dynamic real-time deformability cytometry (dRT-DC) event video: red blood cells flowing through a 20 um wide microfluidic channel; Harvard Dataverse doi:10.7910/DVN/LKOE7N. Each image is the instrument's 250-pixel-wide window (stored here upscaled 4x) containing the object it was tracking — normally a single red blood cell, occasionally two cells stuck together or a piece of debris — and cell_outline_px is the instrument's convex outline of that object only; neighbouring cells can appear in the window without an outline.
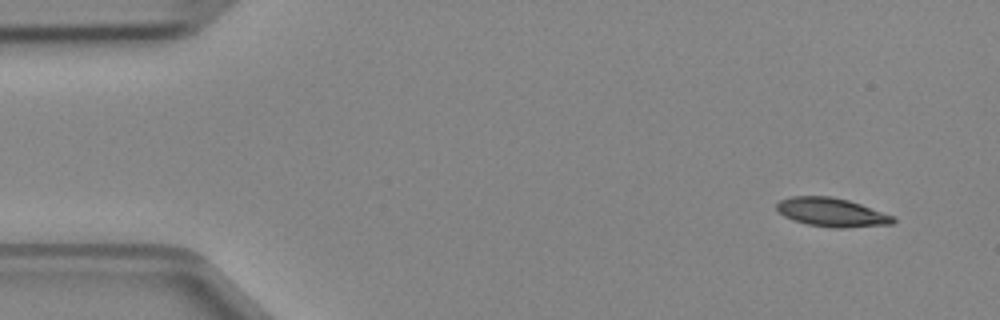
{"species": "Egyptian fruit bat (a non-hibernating species)", "species_latin": "Rousettus aegyptiacus", "temperature_condition": "cold", "stored_images_in_passage": 4, "camera_frame_rate_fps": 3000, "um_per_image_px": 0.085, "animal": {"sex": "female"}, "frame": {"image": 1, "passage_image": 1, "time_ms": 0.0, "image_size_px": [1000, 320], "cell_outline_px": [[896, 220], [892, 224], [844, 228], [832, 228], [808, 224], [792, 220], [784, 216], [776, 208], [776, 204], [780, 200], [792, 196], [832, 196], [848, 200], [860, 204], [892, 216]], "centroid_in_image_um": [70.66, 18.05], "position_along_channel_um": 14.3, "area_um2": 19.36}}
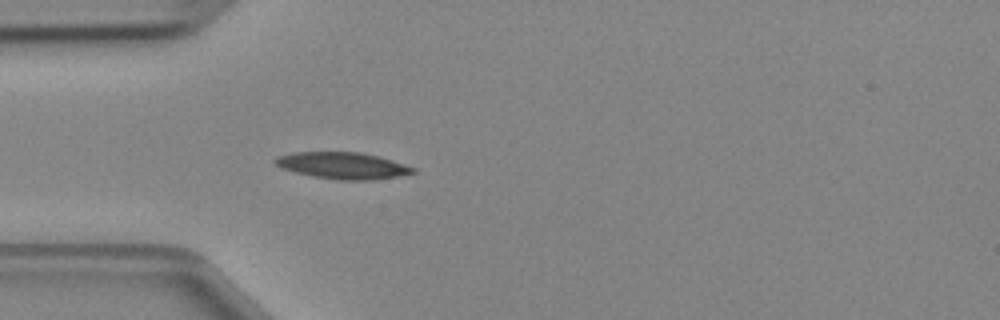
{"frame": {"image": 2, "passage_image": 4, "time_ms": 1.0, "image_size_px": [1000, 320], "cell_outline_px": [[416, 172], [396, 176], [372, 180], [336, 180], [312, 176], [280, 168], [272, 160], [276, 156], [292, 152], [360, 152], [376, 156], [404, 164], [416, 168]], "centroid_in_image_um": [29.07, 14.07], "position_along_channel_um": 55.9, "area_um2": 21.33}}